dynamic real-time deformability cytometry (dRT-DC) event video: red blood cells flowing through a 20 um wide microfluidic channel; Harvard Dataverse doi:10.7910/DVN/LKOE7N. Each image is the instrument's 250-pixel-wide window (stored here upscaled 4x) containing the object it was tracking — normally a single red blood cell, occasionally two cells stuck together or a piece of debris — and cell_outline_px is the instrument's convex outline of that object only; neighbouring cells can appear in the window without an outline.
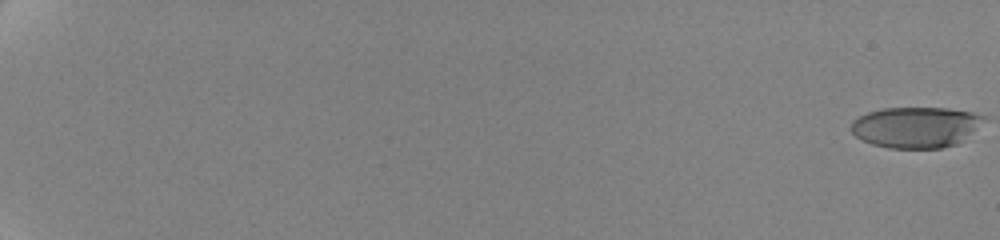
{"species": "human", "species_latin": "Homo sapiens", "temperature_condition": "cold", "stored_images_in_passage": 79, "camera_frame_rate_fps": 3000, "um_per_image_px": 0.085, "donor": {"sex": "female"}, "frame": {"image": 1, "passage_image": 1, "time_ms": 0.0, "image_size_px": [1000, 240], "cell_outline_px": [[984, 116], [956, 144], [940, 148], [888, 148], [872, 144], [856, 136], [848, 128], [852, 120], [868, 112], [884, 108], [948, 108], [972, 112]], "centroid_in_image_um": [77.71, 10.8], "position_along_channel_um": 7.3, "area_um2": 30.87}}
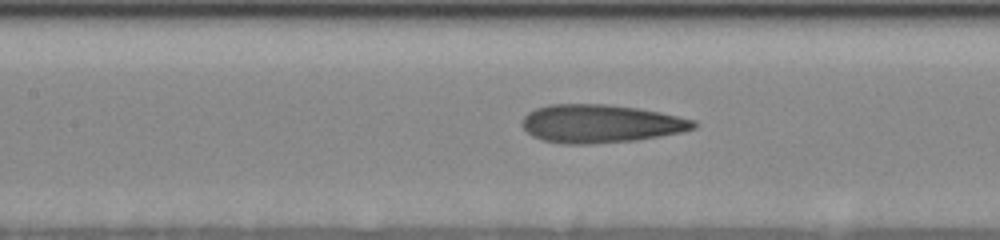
{"frame": {"image": 2, "passage_image": 39, "time_ms": 11.0, "image_size_px": [1000, 240], "cell_outline_px": [[700, 124], [696, 128], [680, 132], [660, 136], [636, 140], [592, 144], [560, 144], [544, 140], [532, 136], [520, 124], [520, 120], [528, 112], [536, 108], [548, 104], [608, 104], [636, 108], [660, 112], [696, 120]], "centroid_in_image_um": [51.04, 10.51], "position_along_channel_um": 156.4, "area_um2": 38.49}}
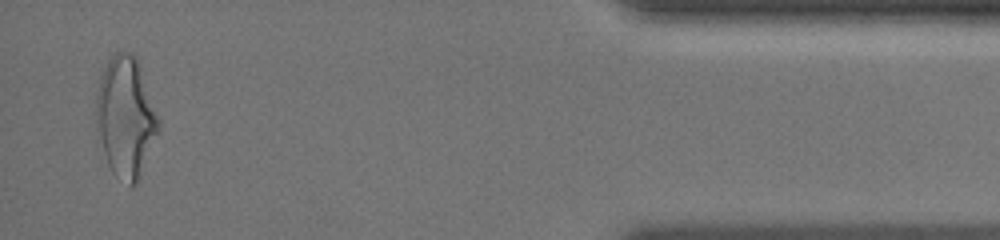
{"frame": {"image": 3, "passage_image": 74, "time_ms": 20.0, "image_size_px": [1000, 240], "cell_outline_px": [[160, 132], [136, 184], [132, 188], [128, 188], [112, 172], [108, 164], [104, 152], [100, 136], [96, 112], [96, 92], [100, 76], [112, 52], [132, 52], [136, 56], [140, 64], [160, 120]], "centroid_in_image_um": [10.72, 9.94], "position_along_channel_um": 424.5, "area_um2": 44.1}, "authors_computed_cell_mechanics": {"area_um2": 36.9342, "velocity_mm_per_s": 3.5283, "shape_relaxation_time_tau1_ms": 5.0169, "shape_relaxation_time_tau2_ms": 1.2859, "deformation_change_tau1": 0.2013, "deformation_change_tau2": 0.1191}}